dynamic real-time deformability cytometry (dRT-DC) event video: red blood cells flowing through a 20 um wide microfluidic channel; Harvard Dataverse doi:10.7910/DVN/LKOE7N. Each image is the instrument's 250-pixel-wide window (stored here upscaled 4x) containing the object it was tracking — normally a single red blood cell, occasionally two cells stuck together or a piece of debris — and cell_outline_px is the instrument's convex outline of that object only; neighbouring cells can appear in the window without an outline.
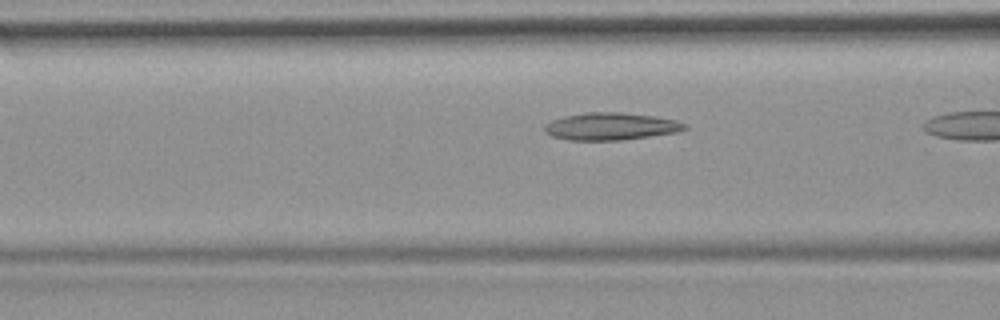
{"species": "common noctule bat (a hibernating species)", "species_latin": "Nyctalus noctula", "temperature_condition": "room temperature", "stored_images_in_passage": 7, "camera_frame_rate_fps": 3000, "um_per_image_px": 0.085, "animal": {"sex": "female", "body_mass_g": 19.9}, "frame": {"image": 1, "passage_image": 6, "time_ms": 1.667, "image_size_px": [1000, 320], "cell_outline_px": [[688, 128], [676, 132], [620, 140], [568, 140], [552, 136], [544, 132], [544, 124], [552, 120], [564, 116], [584, 112], [620, 112], [656, 116], [676, 120], [688, 124]], "centroid_in_image_um": [51.9, 10.73], "position_along_channel_um": 114.7, "area_um2": 22.43}}